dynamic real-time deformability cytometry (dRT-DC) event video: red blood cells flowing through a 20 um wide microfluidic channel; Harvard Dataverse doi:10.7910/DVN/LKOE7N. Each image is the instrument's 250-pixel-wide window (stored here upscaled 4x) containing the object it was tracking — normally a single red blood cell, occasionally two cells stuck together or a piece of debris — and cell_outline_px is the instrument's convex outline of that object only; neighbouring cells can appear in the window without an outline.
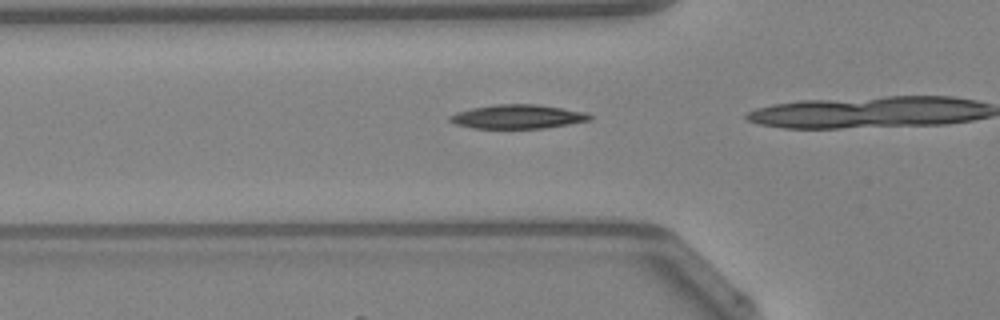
{"species": "Egyptian fruit bat (a non-hibernating species)", "species_latin": "Rousettus aegyptiacus", "temperature_condition": "warm", "stored_images_in_passage": 34, "camera_frame_rate_fps": 3000, "um_per_image_px": 0.085, "animal": {"sex": "female"}, "frame": {"image": 1, "passage_image": 13, "time_ms": 4.0, "image_size_px": [1000, 320], "cell_outline_px": [[592, 120], [544, 128], [472, 128], [456, 124], [448, 120], [448, 116], [456, 112], [472, 108], [496, 104], [536, 104], [584, 112], [592, 116]], "centroid_in_image_um": [43.97, 9.91], "position_along_channel_um": 81.8, "area_um2": 19.42}}